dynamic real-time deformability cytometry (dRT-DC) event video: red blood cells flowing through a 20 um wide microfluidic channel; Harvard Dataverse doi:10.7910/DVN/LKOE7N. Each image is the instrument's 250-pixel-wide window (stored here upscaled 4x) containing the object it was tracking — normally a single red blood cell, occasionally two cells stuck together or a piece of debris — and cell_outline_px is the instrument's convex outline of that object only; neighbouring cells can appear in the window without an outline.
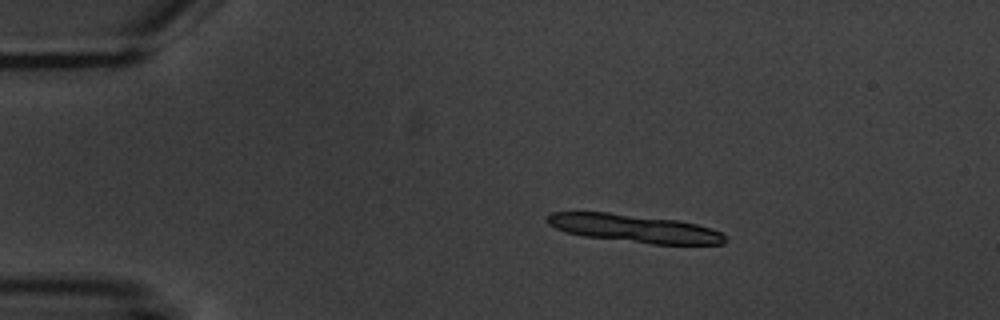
{"species": "common noctule bat (a hibernating species)", "species_latin": "Nyctalus noctula", "temperature_condition": "warm", "stored_images_in_passage": 3, "camera_frame_rate_fps": 3000, "um_per_image_px": 0.085, "animal": {"sex": "male", "body_mass_g": 20.1, "forearm_length_mm": 53.5}, "frame": {"image": 1, "passage_image": 1, "time_ms": 0.0, "image_size_px": [1000, 320], "cell_outline_px": [[728, 240], [724, 244], [652, 244], [584, 236], [564, 232], [548, 224], [548, 216], [552, 212], [608, 212], [680, 220], [712, 228], [720, 232]], "centroid_in_image_um": [53.95, 19.41], "position_along_channel_um": 31.1, "area_um2": 28.96}}